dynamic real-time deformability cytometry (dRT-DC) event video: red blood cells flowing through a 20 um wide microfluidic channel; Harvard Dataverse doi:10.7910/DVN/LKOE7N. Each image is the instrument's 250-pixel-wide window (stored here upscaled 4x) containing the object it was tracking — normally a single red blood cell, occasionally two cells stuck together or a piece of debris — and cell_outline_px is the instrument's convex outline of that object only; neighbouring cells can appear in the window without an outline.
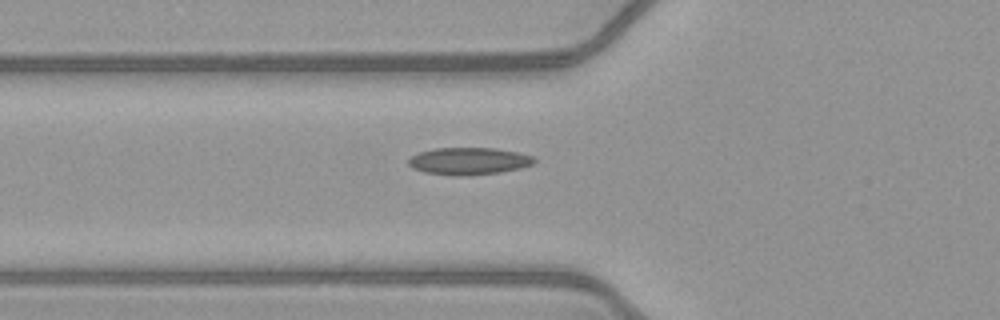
{"species": "common noctule bat (a hibernating species)", "species_latin": "Nyctalus noctula", "temperature_condition": "warm", "stored_images_in_passage": 31, "camera_frame_rate_fps": 3000, "um_per_image_px": 0.085, "animal": {"sex": "female", "body_mass_g": 21.9}, "frame": {"image": 1, "passage_image": 2, "time_ms": 0.333, "image_size_px": [1000, 320], "cell_outline_px": [[536, 160], [532, 164], [520, 168], [500, 172], [460, 176], [456, 176], [424, 172], [412, 168], [408, 164], [408, 160], [412, 156], [420, 152], [436, 148], [496, 148], [516, 152], [532, 156]], "centroid_in_image_um": [39.83, 13.69], "position_along_channel_um": 86.0, "area_um2": 19.77}}
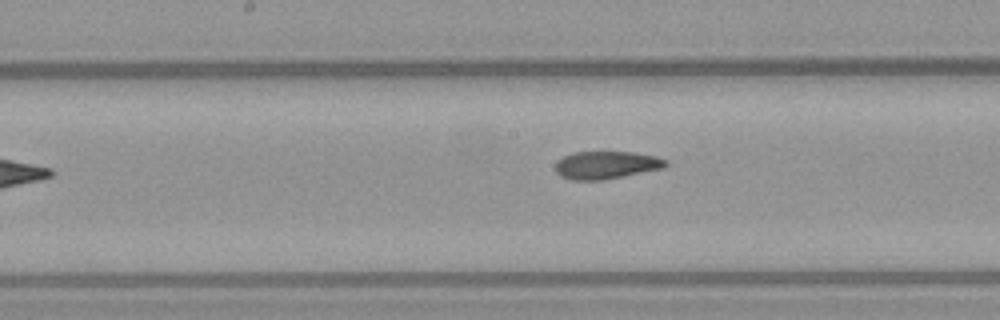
{"frame": {"image": 2, "passage_image": 10, "time_ms": 3.0, "image_size_px": [1000, 320], "cell_outline_px": [[668, 164], [664, 168], [604, 180], [572, 180], [560, 176], [556, 172], [556, 160], [572, 152], [632, 152], [656, 156], [668, 160]], "centroid_in_image_um": [51.53, 14.03], "position_along_channel_um": 196.7, "area_um2": 17.98}}
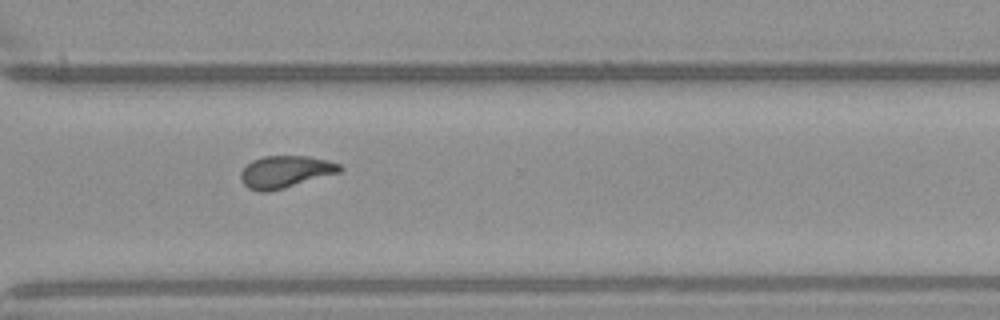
{"frame": {"image": 3, "passage_image": 21, "time_ms": 6.667, "image_size_px": [1000, 320], "cell_outline_px": [[344, 168], [340, 172], [284, 188], [268, 192], [260, 192], [248, 188], [240, 180], [240, 172], [252, 160], [264, 156], [308, 156], [328, 160], [340, 164]], "centroid_in_image_um": [24.25, 14.6], "position_along_channel_um": 346.4, "area_um2": 18.55}, "authors_computed_cell_mechanics": {"area_um2": 18.4382, "velocity_mm_per_s": 4.0971, "shape_relaxation_time_tau1_ms": null, "shape_relaxation_time_tau2_ms": 1.7259, "deformation_change_tau1": null, "deformation_change_tau2": 0.076}}